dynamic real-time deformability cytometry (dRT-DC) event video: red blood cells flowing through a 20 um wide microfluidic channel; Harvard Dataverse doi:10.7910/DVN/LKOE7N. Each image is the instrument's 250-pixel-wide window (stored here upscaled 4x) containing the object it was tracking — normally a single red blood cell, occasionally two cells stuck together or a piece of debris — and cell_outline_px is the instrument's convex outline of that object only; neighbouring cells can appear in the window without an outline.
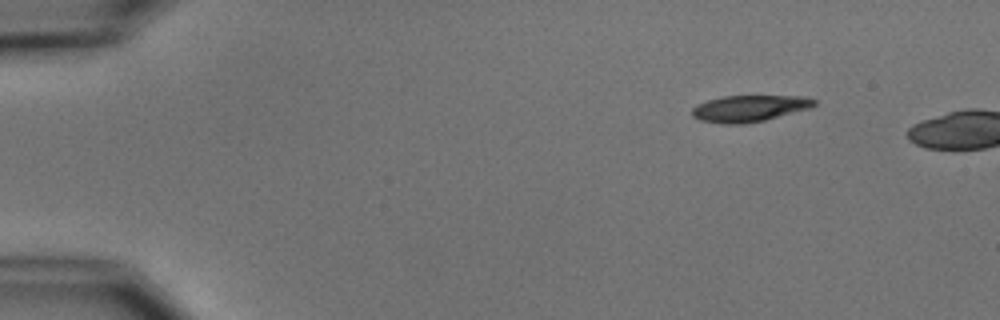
{"species": "common noctule bat (a hibernating species)", "species_latin": "Nyctalus noctula", "temperature_condition": "cold", "stored_images_in_passage": 2, "camera_frame_rate_fps": 3000, "um_per_image_px": 0.085, "animal": {"sex": "male", "body_mass_g": 15.6}, "frame": {"image": 1, "passage_image": 1, "time_ms": 0.0, "image_size_px": [1000, 320], "cell_outline_px": [[816, 104], [812, 108], [764, 120], [744, 124], [724, 124], [700, 120], [692, 116], [692, 108], [696, 104], [708, 100], [724, 96], [804, 96], [816, 100]], "centroid_in_image_um": [63.7, 9.21], "position_along_channel_um": 21.3, "area_um2": 18.9}}